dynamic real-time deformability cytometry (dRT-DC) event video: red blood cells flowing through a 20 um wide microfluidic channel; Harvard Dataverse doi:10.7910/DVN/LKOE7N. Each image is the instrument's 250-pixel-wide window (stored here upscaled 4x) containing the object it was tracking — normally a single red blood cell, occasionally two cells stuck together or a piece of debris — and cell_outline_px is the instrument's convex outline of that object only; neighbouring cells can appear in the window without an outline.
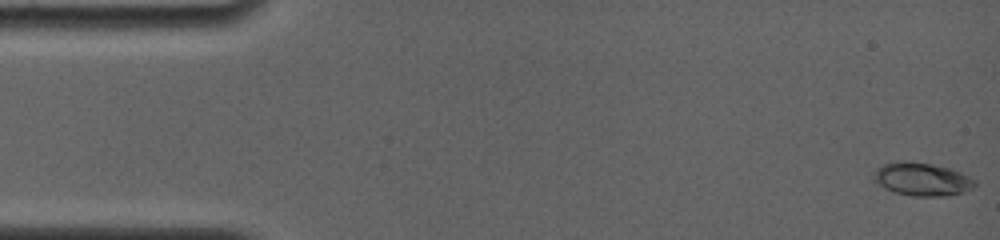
{"species": "common noctule bat (a hibernating species)", "species_latin": "Nyctalus noctula", "temperature_condition": "room temperature", "stored_images_in_passage": 19, "camera_frame_rate_fps": 4000, "um_per_image_px": 0.085, "animal": {"sex": "female", "body_mass_g": 19.0, "forearm_length_mm": 56.7}, "frame": {"image": 1, "passage_image": 1, "time_ms": 0.0, "image_size_px": [1000, 240], "cell_outline_px": [[976, 184], [972, 188], [964, 192], [944, 196], [912, 196], [892, 192], [884, 188], [872, 176], [876, 168], [884, 164], [900, 160], [904, 160], [932, 164], [948, 168], [960, 172], [976, 180]], "centroid_in_image_um": [78.36, 15.23], "position_along_channel_um": 6.6, "area_um2": 19.54}}
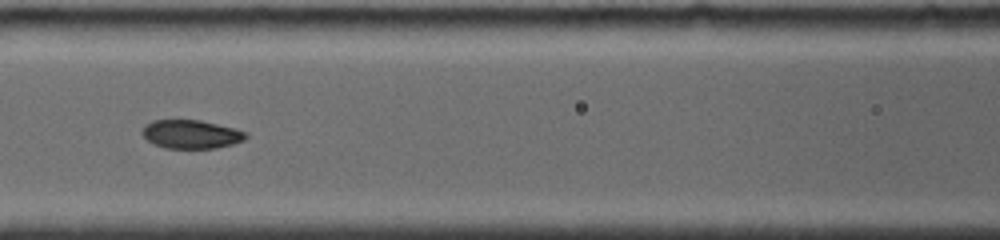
{"frame": {"image": 2, "passage_image": 11, "time_ms": 7.0, "image_size_px": [1000, 240], "cell_outline_px": [[248, 136], [244, 140], [232, 144], [216, 148], [164, 148], [152, 144], [140, 132], [152, 120], [200, 120], [248, 132]], "centroid_in_image_um": [16.24, 11.42], "position_along_channel_um": 150.4, "area_um2": 17.17}}
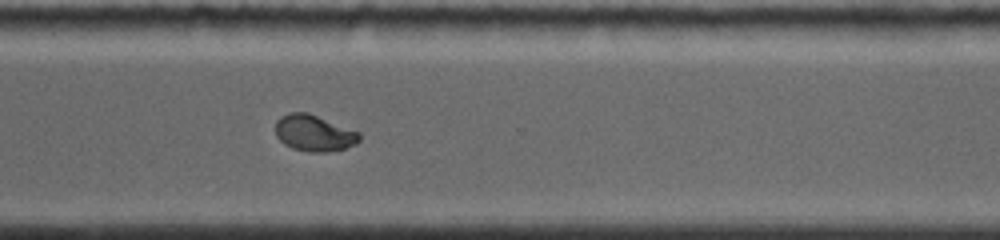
{"frame": {"image": 3, "passage_image": 19, "time_ms": 12.0, "image_size_px": [1000, 240], "cell_outline_px": [[360, 140], [356, 144], [344, 148], [328, 152], [308, 152], [292, 148], [284, 144], [276, 136], [276, 120], [280, 116], [292, 112], [308, 112], [360, 132]], "centroid_in_image_um": [26.69, 11.31], "position_along_channel_um": 343.9, "area_um2": 17.86}}